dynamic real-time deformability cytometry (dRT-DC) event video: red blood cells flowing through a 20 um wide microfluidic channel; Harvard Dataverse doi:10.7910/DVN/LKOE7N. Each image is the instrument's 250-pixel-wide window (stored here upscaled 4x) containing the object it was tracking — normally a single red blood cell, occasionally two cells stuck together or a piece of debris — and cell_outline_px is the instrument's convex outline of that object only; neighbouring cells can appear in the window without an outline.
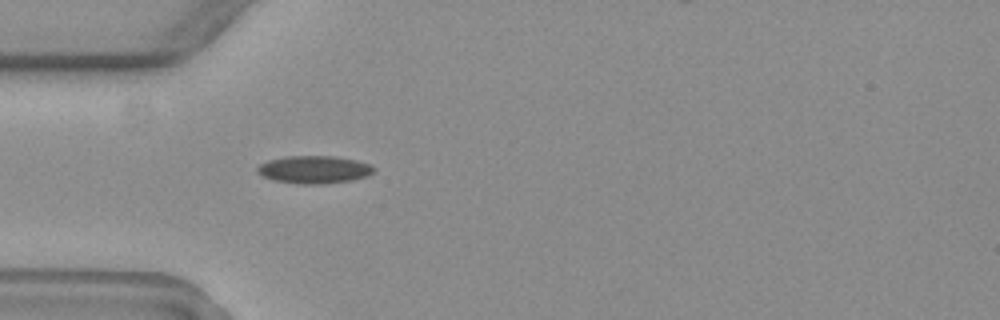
{"species": "common noctule bat (a hibernating species)", "species_latin": "Nyctalus noctula", "temperature_condition": "warm", "stored_images_in_passage": 6, "camera_frame_rate_fps": 3000, "um_per_image_px": 0.085, "animal": {"sex": "female", "body_mass_g": 19.3, "forearm_length_mm": 54.1}, "frame": {"image": 1, "passage_image": 3, "time_ms": 0.667, "image_size_px": [1000, 320], "cell_outline_px": [[376, 168], [372, 172], [364, 176], [352, 180], [324, 184], [300, 184], [272, 180], [256, 172], [256, 168], [260, 164], [268, 160], [284, 156], [332, 156], [356, 160], [372, 164]], "centroid_in_image_um": [26.68, 14.41], "position_along_channel_um": 58.3, "area_um2": 18.84}}